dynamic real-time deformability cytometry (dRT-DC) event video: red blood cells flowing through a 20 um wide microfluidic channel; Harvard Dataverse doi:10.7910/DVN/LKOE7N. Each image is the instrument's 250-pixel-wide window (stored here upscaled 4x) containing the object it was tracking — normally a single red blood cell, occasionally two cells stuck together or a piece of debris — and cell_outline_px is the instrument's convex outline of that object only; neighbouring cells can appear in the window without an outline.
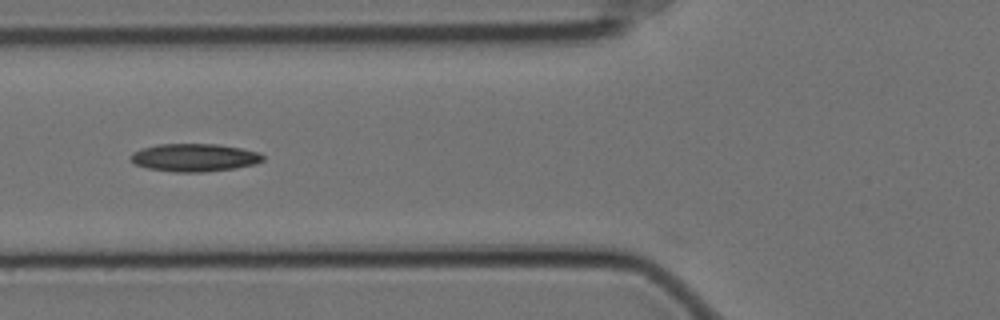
{"species": "Egyptian fruit bat (a non-hibernating species)", "species_latin": "Rousettus aegyptiacus", "temperature_condition": "cold", "stored_images_in_passage": 9, "camera_frame_rate_fps": 3000, "um_per_image_px": 0.085, "animal": {"sex": "female"}, "frame": {"image": 1, "passage_image": 3, "time_ms": 0.667, "image_size_px": [1000, 320], "cell_outline_px": [[264, 160], [256, 164], [236, 168], [204, 172], [172, 172], [148, 168], [136, 164], [128, 160], [128, 156], [132, 152], [140, 148], [156, 144], [216, 144], [240, 148], [260, 152], [264, 156]], "centroid_in_image_um": [16.49, 13.39], "position_along_channel_um": 109.3, "area_um2": 21.79}}
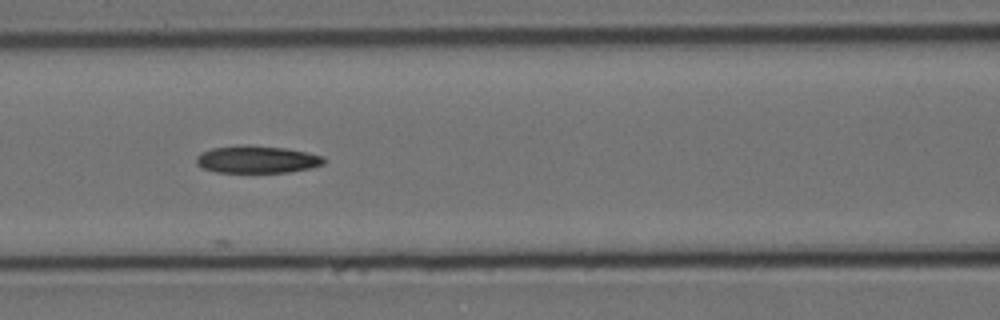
{"frame": {"image": 2, "passage_image": 6, "time_ms": 1.667, "image_size_px": [1000, 320], "cell_outline_px": [[324, 164], [312, 168], [288, 172], [216, 172], [204, 168], [196, 164], [196, 156], [200, 152], [212, 148], [244, 144], [284, 148], [308, 152], [324, 156]], "centroid_in_image_um": [21.84, 13.54], "position_along_channel_um": 144.8, "area_um2": 20.46}}